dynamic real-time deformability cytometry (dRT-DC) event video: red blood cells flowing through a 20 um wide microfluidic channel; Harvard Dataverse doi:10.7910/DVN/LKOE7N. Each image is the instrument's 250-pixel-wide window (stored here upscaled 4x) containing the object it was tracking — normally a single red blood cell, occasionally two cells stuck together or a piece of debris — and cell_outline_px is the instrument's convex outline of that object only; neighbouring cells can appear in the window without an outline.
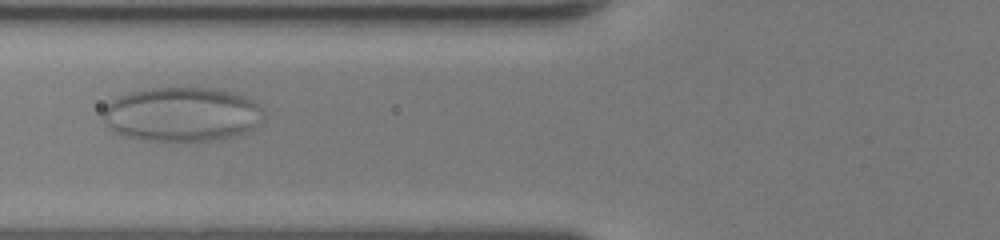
{"species": "human", "species_latin": "Homo sapiens", "temperature_condition": "room temperature", "stored_images_in_passage": 40, "camera_frame_rate_fps": 3000, "um_per_image_px": 0.085, "donor": {"sex": "female"}, "frame": {"image": 1, "passage_image": 7, "time_ms": 2.0, "image_size_px": [1000, 240], "cell_outline_px": [[264, 116], [252, 128], [236, 136], [216, 140], [188, 144], [168, 144], [120, 136], [112, 132], [108, 128], [100, 112], [112, 100], [120, 96], [132, 92], [152, 88], [216, 88], [232, 92], [244, 96], [252, 100], [264, 108]], "centroid_in_image_um": [15.43, 9.78], "position_along_channel_um": 110.4, "area_um2": 52.37}}
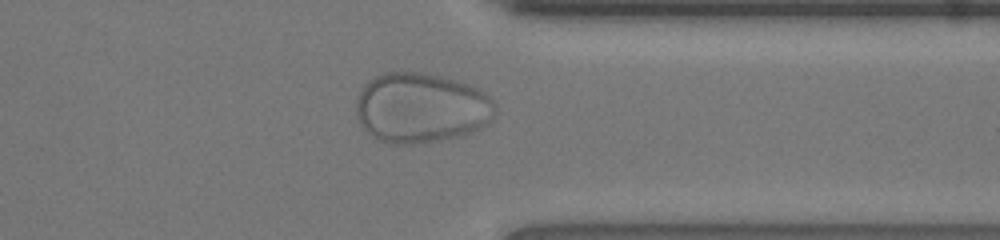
{"frame": {"image": 2, "passage_image": 29, "time_ms": 9.333, "image_size_px": [1000, 240], "cell_outline_px": [[496, 112], [492, 120], [488, 124], [464, 136], [424, 144], [392, 144], [380, 140], [372, 136], [360, 124], [356, 116], [356, 96], [360, 88], [368, 80], [384, 72], [420, 72], [460, 80], [480, 88], [492, 96], [496, 104]], "centroid_in_image_um": [35.83, 9.17], "position_along_channel_um": 375.6, "area_um2": 58.2}}
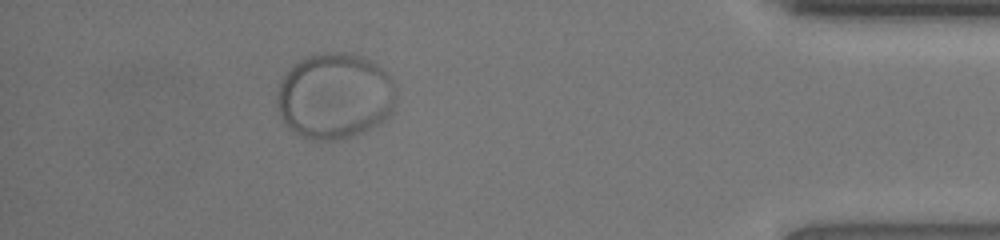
{"frame": {"image": 3, "passage_image": 35, "time_ms": 11.333, "image_size_px": [1000, 240], "cell_outline_px": [[396, 92], [392, 108], [388, 116], [376, 124], [352, 136], [340, 140], [312, 140], [300, 136], [280, 116], [276, 104], [276, 92], [280, 80], [284, 72], [292, 64], [316, 52], [344, 52], [364, 56], [388, 72], [396, 84]], "centroid_in_image_um": [28.43, 8.12], "position_along_channel_um": 406.8, "area_um2": 60.11}}